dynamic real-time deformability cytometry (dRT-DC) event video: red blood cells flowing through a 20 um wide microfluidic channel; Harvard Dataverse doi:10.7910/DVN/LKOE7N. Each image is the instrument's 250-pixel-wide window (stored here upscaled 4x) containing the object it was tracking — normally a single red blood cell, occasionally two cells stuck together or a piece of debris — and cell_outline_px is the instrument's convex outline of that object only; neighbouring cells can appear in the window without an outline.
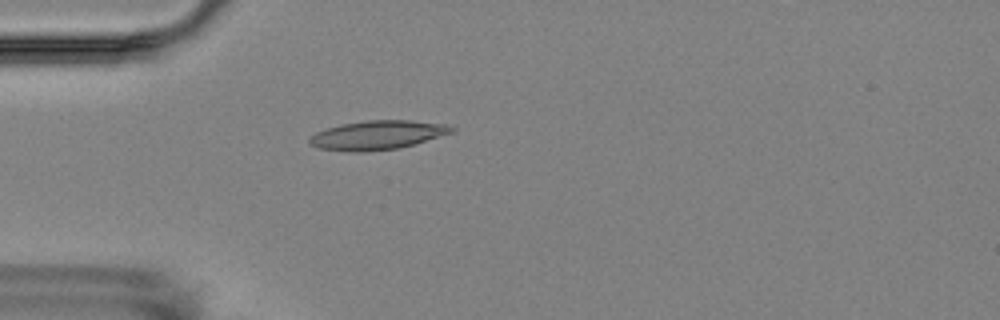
{"species": "Egyptian fruit bat (a non-hibernating species)", "species_latin": "Rousettus aegyptiacus", "temperature_condition": "room temperature", "stored_images_in_passage": 5, "camera_frame_rate_fps": 3000, "um_per_image_px": 0.085, "animal": {"sex": "female"}, "frame": {"image": 1, "passage_image": 5, "time_ms": 4.667, "image_size_px": [1000, 320], "cell_outline_px": [[456, 132], [400, 148], [360, 152], [352, 152], [320, 148], [308, 144], [308, 136], [316, 132], [340, 124], [368, 120], [412, 120], [448, 124], [456, 128]], "centroid_in_image_um": [32.12, 11.47], "position_along_channel_um": 52.9, "area_um2": 24.33}}